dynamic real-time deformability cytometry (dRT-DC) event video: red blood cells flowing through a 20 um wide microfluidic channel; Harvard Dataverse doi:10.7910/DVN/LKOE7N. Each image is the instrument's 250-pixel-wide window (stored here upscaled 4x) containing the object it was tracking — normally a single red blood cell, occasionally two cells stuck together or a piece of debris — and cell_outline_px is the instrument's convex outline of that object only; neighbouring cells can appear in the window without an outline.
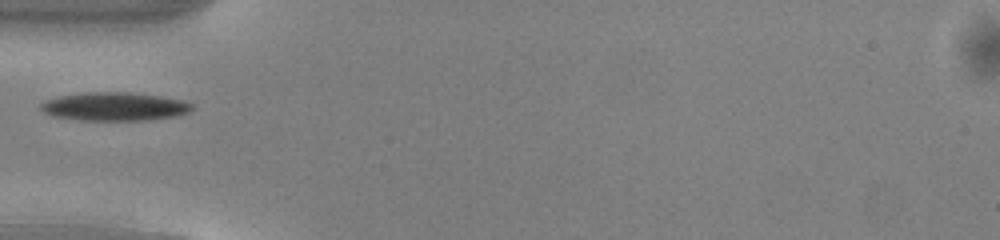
{"species": "common noctule bat (a hibernating species)", "species_latin": "Nyctalus noctula", "temperature_condition": "warm", "stored_images_in_passage": 26, "camera_frame_rate_fps": 3000, "um_per_image_px": 0.085, "animal": {"sex": "male", "body_mass_g": 13.0, "forearm_length_mm": 53.1}, "frame": {"image": 1, "passage_image": 1, "time_ms": 0.0, "image_size_px": [1000, 240], "cell_outline_px": [[196, 108], [188, 112], [176, 116], [148, 120], [80, 120], [52, 116], [44, 112], [40, 108], [40, 104], [44, 100], [60, 96], [84, 92], [128, 92], [160, 96], [184, 100], [192, 104]], "centroid_in_image_um": [9.74, 9.05], "position_along_channel_um": 75.3, "area_um2": 25.2}}
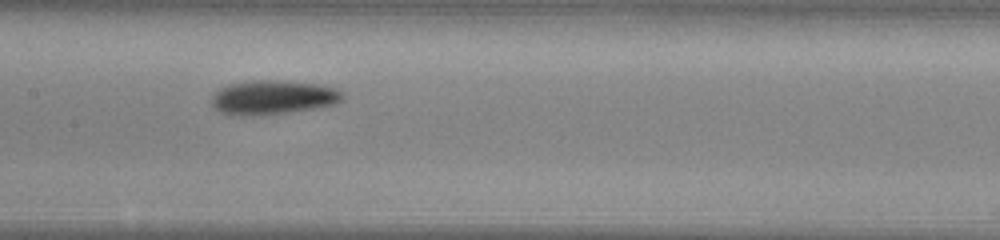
{"frame": {"image": 2, "passage_image": 9, "time_ms": 2.667, "image_size_px": [1000, 240], "cell_outline_px": [[344, 96], [340, 100], [332, 104], [312, 108], [288, 112], [244, 116], [228, 116], [220, 112], [212, 104], [212, 96], [220, 88], [228, 84], [252, 80], [280, 80], [316, 84], [336, 88], [344, 92]], "centroid_in_image_um": [23.15, 8.27], "position_along_channel_um": 184.2, "area_um2": 25.95}}
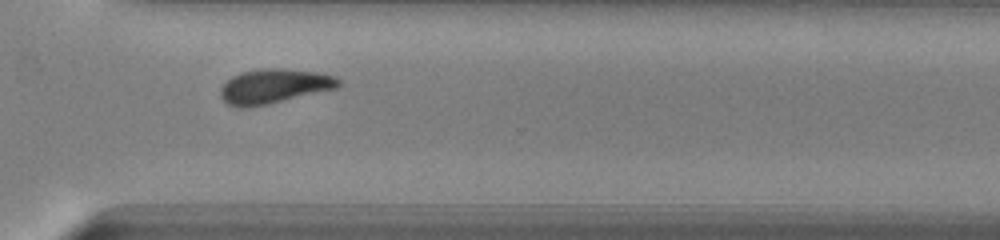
{"frame": {"image": 3, "passage_image": 21, "time_ms": 6.667, "image_size_px": [1000, 240], "cell_outline_px": [[340, 84], [336, 88], [252, 108], [236, 108], [228, 104], [220, 96], [220, 88], [232, 76], [244, 72], [264, 68], [280, 68], [316, 72], [336, 76], [340, 80]], "centroid_in_image_um": [23.27, 7.34], "position_along_channel_um": 347.3, "area_um2": 23.7}}